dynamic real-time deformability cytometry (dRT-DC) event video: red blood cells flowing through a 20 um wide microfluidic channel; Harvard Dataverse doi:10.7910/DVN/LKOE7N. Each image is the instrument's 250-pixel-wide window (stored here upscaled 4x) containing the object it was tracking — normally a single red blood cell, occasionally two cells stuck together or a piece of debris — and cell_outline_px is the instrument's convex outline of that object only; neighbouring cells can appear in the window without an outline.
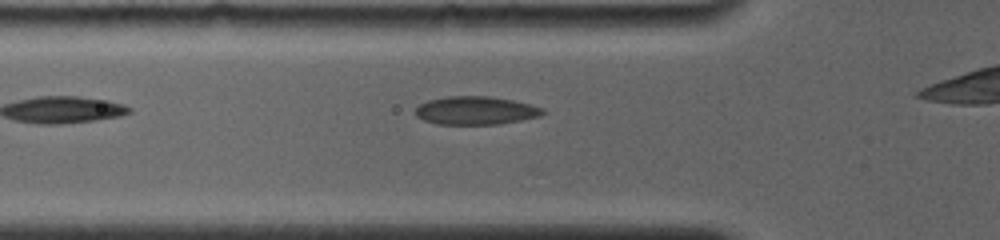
{"species": "common noctule bat (a hibernating species)", "species_latin": "Nyctalus noctula", "temperature_condition": "room temperature", "stored_images_in_passage": 3, "camera_frame_rate_fps": 4000, "um_per_image_px": 0.085, "animal": {"sex": "female", "body_mass_g": 19.0, "forearm_length_mm": 56.7}, "frame": {"image": 1, "passage_image": 3, "time_ms": 1.5, "image_size_px": [1000, 240], "cell_outline_px": [[548, 112], [540, 116], [500, 124], [436, 124], [424, 120], [416, 116], [416, 108], [420, 104], [428, 100], [448, 96], [488, 96], [512, 100], [544, 108]], "centroid_in_image_um": [40.45, 9.39], "position_along_channel_um": 85.3, "area_um2": 20.92}}